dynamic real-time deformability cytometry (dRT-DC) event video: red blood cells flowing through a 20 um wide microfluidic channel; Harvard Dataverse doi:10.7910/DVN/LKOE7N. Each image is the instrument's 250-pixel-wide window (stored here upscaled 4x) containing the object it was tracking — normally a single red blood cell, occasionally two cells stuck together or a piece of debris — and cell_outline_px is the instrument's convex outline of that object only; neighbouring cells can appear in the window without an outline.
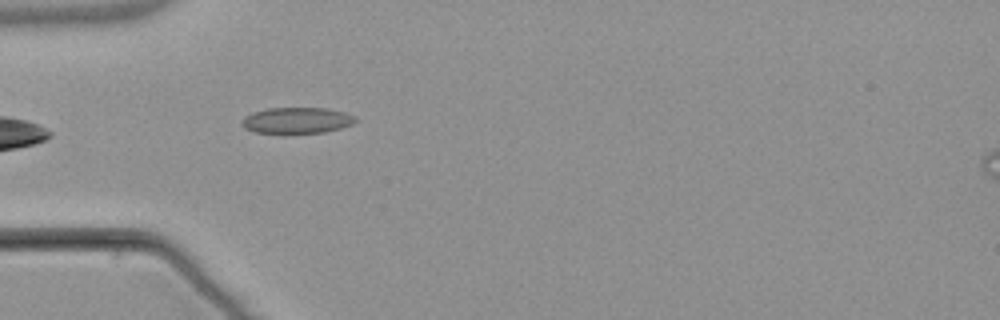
{"species": "common noctule bat (a hibernating species)", "species_latin": "Nyctalus noctula", "temperature_condition": "warm", "stored_images_in_passage": 8, "camera_frame_rate_fps": 3000, "um_per_image_px": 0.085, "animal": {"sex": "male", "body_mass_g": 21.5, "forearm_length_mm": 52.0}, "frame": {"image": 1, "passage_image": 4, "time_ms": 1.0, "image_size_px": [1000, 320], "cell_outline_px": [[356, 120], [352, 124], [340, 128], [324, 132], [284, 136], [256, 132], [244, 128], [240, 124], [244, 116], [252, 112], [268, 108], [328, 108], [344, 112], [356, 116]], "centroid_in_image_um": [25.18, 10.27], "position_along_channel_um": 59.8, "area_um2": 18.03}}